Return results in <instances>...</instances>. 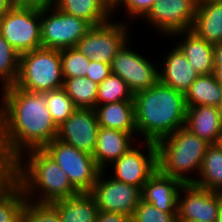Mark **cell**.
Masks as SVG:
<instances>
[{
  "instance_id": "obj_1",
  "label": "cell",
  "mask_w": 222,
  "mask_h": 222,
  "mask_svg": "<svg viewBox=\"0 0 222 222\" xmlns=\"http://www.w3.org/2000/svg\"><path fill=\"white\" fill-rule=\"evenodd\" d=\"M0 123L12 154L18 159L33 149H43L57 137L58 127L48 111L43 93L15 85L2 89Z\"/></svg>"
},
{
  "instance_id": "obj_2",
  "label": "cell",
  "mask_w": 222,
  "mask_h": 222,
  "mask_svg": "<svg viewBox=\"0 0 222 222\" xmlns=\"http://www.w3.org/2000/svg\"><path fill=\"white\" fill-rule=\"evenodd\" d=\"M135 123L144 141L157 142L185 126V94L159 81L134 94Z\"/></svg>"
},
{
  "instance_id": "obj_3",
  "label": "cell",
  "mask_w": 222,
  "mask_h": 222,
  "mask_svg": "<svg viewBox=\"0 0 222 222\" xmlns=\"http://www.w3.org/2000/svg\"><path fill=\"white\" fill-rule=\"evenodd\" d=\"M25 155L28 158L24 159ZM17 183L26 200L37 203H53L80 193L61 167L42 149L26 151L17 159ZM36 195L39 199L34 201Z\"/></svg>"
},
{
  "instance_id": "obj_4",
  "label": "cell",
  "mask_w": 222,
  "mask_h": 222,
  "mask_svg": "<svg viewBox=\"0 0 222 222\" xmlns=\"http://www.w3.org/2000/svg\"><path fill=\"white\" fill-rule=\"evenodd\" d=\"M208 145L186 127L178 128L156 142L158 170L184 184L193 183L196 177L192 179L190 173L197 171L195 174L199 176Z\"/></svg>"
},
{
  "instance_id": "obj_5",
  "label": "cell",
  "mask_w": 222,
  "mask_h": 222,
  "mask_svg": "<svg viewBox=\"0 0 222 222\" xmlns=\"http://www.w3.org/2000/svg\"><path fill=\"white\" fill-rule=\"evenodd\" d=\"M14 85L38 93L62 88L64 78L60 50L41 47L21 54Z\"/></svg>"
},
{
  "instance_id": "obj_6",
  "label": "cell",
  "mask_w": 222,
  "mask_h": 222,
  "mask_svg": "<svg viewBox=\"0 0 222 222\" xmlns=\"http://www.w3.org/2000/svg\"><path fill=\"white\" fill-rule=\"evenodd\" d=\"M0 35L20 55L41 48V10L14 4L0 18Z\"/></svg>"
},
{
  "instance_id": "obj_7",
  "label": "cell",
  "mask_w": 222,
  "mask_h": 222,
  "mask_svg": "<svg viewBox=\"0 0 222 222\" xmlns=\"http://www.w3.org/2000/svg\"><path fill=\"white\" fill-rule=\"evenodd\" d=\"M67 174L71 184L81 193L90 192L100 169L93 156L55 138L42 149Z\"/></svg>"
},
{
  "instance_id": "obj_8",
  "label": "cell",
  "mask_w": 222,
  "mask_h": 222,
  "mask_svg": "<svg viewBox=\"0 0 222 222\" xmlns=\"http://www.w3.org/2000/svg\"><path fill=\"white\" fill-rule=\"evenodd\" d=\"M91 27L87 21L66 14L56 7L43 9L41 10L42 48L62 50L75 47Z\"/></svg>"
},
{
  "instance_id": "obj_9",
  "label": "cell",
  "mask_w": 222,
  "mask_h": 222,
  "mask_svg": "<svg viewBox=\"0 0 222 222\" xmlns=\"http://www.w3.org/2000/svg\"><path fill=\"white\" fill-rule=\"evenodd\" d=\"M127 24L108 21L92 26L78 41L75 48L93 61L111 64L119 49L129 42Z\"/></svg>"
},
{
  "instance_id": "obj_10",
  "label": "cell",
  "mask_w": 222,
  "mask_h": 222,
  "mask_svg": "<svg viewBox=\"0 0 222 222\" xmlns=\"http://www.w3.org/2000/svg\"><path fill=\"white\" fill-rule=\"evenodd\" d=\"M127 45L129 46L130 42H126L112 59L111 73L121 77L130 91L136 94L153 87L159 81V70L155 63L132 51Z\"/></svg>"
},
{
  "instance_id": "obj_11",
  "label": "cell",
  "mask_w": 222,
  "mask_h": 222,
  "mask_svg": "<svg viewBox=\"0 0 222 222\" xmlns=\"http://www.w3.org/2000/svg\"><path fill=\"white\" fill-rule=\"evenodd\" d=\"M104 176L106 177V171H100L89 192L95 199L98 209L132 217L142 199L141 188L115 180L112 176L109 179Z\"/></svg>"
},
{
  "instance_id": "obj_12",
  "label": "cell",
  "mask_w": 222,
  "mask_h": 222,
  "mask_svg": "<svg viewBox=\"0 0 222 222\" xmlns=\"http://www.w3.org/2000/svg\"><path fill=\"white\" fill-rule=\"evenodd\" d=\"M197 5V0H156L143 19L169 37L192 29Z\"/></svg>"
},
{
  "instance_id": "obj_13",
  "label": "cell",
  "mask_w": 222,
  "mask_h": 222,
  "mask_svg": "<svg viewBox=\"0 0 222 222\" xmlns=\"http://www.w3.org/2000/svg\"><path fill=\"white\" fill-rule=\"evenodd\" d=\"M143 142L147 147L146 154L142 153L144 150L139 151L138 148L131 147L112 163L115 173L113 179L142 189L146 181L156 172L158 169L156 143Z\"/></svg>"
},
{
  "instance_id": "obj_14",
  "label": "cell",
  "mask_w": 222,
  "mask_h": 222,
  "mask_svg": "<svg viewBox=\"0 0 222 222\" xmlns=\"http://www.w3.org/2000/svg\"><path fill=\"white\" fill-rule=\"evenodd\" d=\"M180 190L184 192L185 195L182 197L180 192L178 195V221H217L222 193L203 189L193 183H185Z\"/></svg>"
},
{
  "instance_id": "obj_15",
  "label": "cell",
  "mask_w": 222,
  "mask_h": 222,
  "mask_svg": "<svg viewBox=\"0 0 222 222\" xmlns=\"http://www.w3.org/2000/svg\"><path fill=\"white\" fill-rule=\"evenodd\" d=\"M99 127L94 109L77 108L58 127L56 138L80 151L93 155Z\"/></svg>"
},
{
  "instance_id": "obj_16",
  "label": "cell",
  "mask_w": 222,
  "mask_h": 222,
  "mask_svg": "<svg viewBox=\"0 0 222 222\" xmlns=\"http://www.w3.org/2000/svg\"><path fill=\"white\" fill-rule=\"evenodd\" d=\"M184 183L158 169L141 189L142 200L167 213H177L178 195Z\"/></svg>"
},
{
  "instance_id": "obj_17",
  "label": "cell",
  "mask_w": 222,
  "mask_h": 222,
  "mask_svg": "<svg viewBox=\"0 0 222 222\" xmlns=\"http://www.w3.org/2000/svg\"><path fill=\"white\" fill-rule=\"evenodd\" d=\"M133 137L121 130L99 127L96 148L92 155L97 167L105 171L108 163L111 165L132 147Z\"/></svg>"
},
{
  "instance_id": "obj_18",
  "label": "cell",
  "mask_w": 222,
  "mask_h": 222,
  "mask_svg": "<svg viewBox=\"0 0 222 222\" xmlns=\"http://www.w3.org/2000/svg\"><path fill=\"white\" fill-rule=\"evenodd\" d=\"M167 54L163 71H158L159 82L185 94L199 75L176 45Z\"/></svg>"
},
{
  "instance_id": "obj_19",
  "label": "cell",
  "mask_w": 222,
  "mask_h": 222,
  "mask_svg": "<svg viewBox=\"0 0 222 222\" xmlns=\"http://www.w3.org/2000/svg\"><path fill=\"white\" fill-rule=\"evenodd\" d=\"M184 127L209 144L218 143L222 132L219 107L200 105L187 108Z\"/></svg>"
},
{
  "instance_id": "obj_20",
  "label": "cell",
  "mask_w": 222,
  "mask_h": 222,
  "mask_svg": "<svg viewBox=\"0 0 222 222\" xmlns=\"http://www.w3.org/2000/svg\"><path fill=\"white\" fill-rule=\"evenodd\" d=\"M185 33L186 35H184ZM177 35L178 37L184 35V40L181 39L176 46L181 50L198 75L212 74L214 71V44L198 37L192 30L177 32L171 36L177 37Z\"/></svg>"
},
{
  "instance_id": "obj_21",
  "label": "cell",
  "mask_w": 222,
  "mask_h": 222,
  "mask_svg": "<svg viewBox=\"0 0 222 222\" xmlns=\"http://www.w3.org/2000/svg\"><path fill=\"white\" fill-rule=\"evenodd\" d=\"M100 127L117 129L132 134L138 133L135 123L134 100L97 105L94 108Z\"/></svg>"
},
{
  "instance_id": "obj_22",
  "label": "cell",
  "mask_w": 222,
  "mask_h": 222,
  "mask_svg": "<svg viewBox=\"0 0 222 222\" xmlns=\"http://www.w3.org/2000/svg\"><path fill=\"white\" fill-rule=\"evenodd\" d=\"M206 42H222V2L198 3L191 29Z\"/></svg>"
},
{
  "instance_id": "obj_23",
  "label": "cell",
  "mask_w": 222,
  "mask_h": 222,
  "mask_svg": "<svg viewBox=\"0 0 222 222\" xmlns=\"http://www.w3.org/2000/svg\"><path fill=\"white\" fill-rule=\"evenodd\" d=\"M61 222H95L99 209L89 192H81L66 199L52 203Z\"/></svg>"
},
{
  "instance_id": "obj_24",
  "label": "cell",
  "mask_w": 222,
  "mask_h": 222,
  "mask_svg": "<svg viewBox=\"0 0 222 222\" xmlns=\"http://www.w3.org/2000/svg\"><path fill=\"white\" fill-rule=\"evenodd\" d=\"M55 7L87 21L91 26L102 25L113 17L107 0H58Z\"/></svg>"
},
{
  "instance_id": "obj_25",
  "label": "cell",
  "mask_w": 222,
  "mask_h": 222,
  "mask_svg": "<svg viewBox=\"0 0 222 222\" xmlns=\"http://www.w3.org/2000/svg\"><path fill=\"white\" fill-rule=\"evenodd\" d=\"M199 177L193 184L212 192L222 193V147L218 143L208 145Z\"/></svg>"
},
{
  "instance_id": "obj_26",
  "label": "cell",
  "mask_w": 222,
  "mask_h": 222,
  "mask_svg": "<svg viewBox=\"0 0 222 222\" xmlns=\"http://www.w3.org/2000/svg\"><path fill=\"white\" fill-rule=\"evenodd\" d=\"M222 101V85L212 74L199 75L185 93L186 107L209 105L219 107Z\"/></svg>"
},
{
  "instance_id": "obj_27",
  "label": "cell",
  "mask_w": 222,
  "mask_h": 222,
  "mask_svg": "<svg viewBox=\"0 0 222 222\" xmlns=\"http://www.w3.org/2000/svg\"><path fill=\"white\" fill-rule=\"evenodd\" d=\"M63 88L77 108L94 109L98 84L87 77L64 78Z\"/></svg>"
},
{
  "instance_id": "obj_28",
  "label": "cell",
  "mask_w": 222,
  "mask_h": 222,
  "mask_svg": "<svg viewBox=\"0 0 222 222\" xmlns=\"http://www.w3.org/2000/svg\"><path fill=\"white\" fill-rule=\"evenodd\" d=\"M26 197L16 182L9 189L0 192V222H26L23 205Z\"/></svg>"
},
{
  "instance_id": "obj_29",
  "label": "cell",
  "mask_w": 222,
  "mask_h": 222,
  "mask_svg": "<svg viewBox=\"0 0 222 222\" xmlns=\"http://www.w3.org/2000/svg\"><path fill=\"white\" fill-rule=\"evenodd\" d=\"M134 94L130 91L127 83L116 74L111 73L98 84L97 105L115 103L125 100H133Z\"/></svg>"
},
{
  "instance_id": "obj_30",
  "label": "cell",
  "mask_w": 222,
  "mask_h": 222,
  "mask_svg": "<svg viewBox=\"0 0 222 222\" xmlns=\"http://www.w3.org/2000/svg\"><path fill=\"white\" fill-rule=\"evenodd\" d=\"M43 94L48 111L57 127L65 122L77 109L73 100L67 95L63 87L46 91Z\"/></svg>"
},
{
  "instance_id": "obj_31",
  "label": "cell",
  "mask_w": 222,
  "mask_h": 222,
  "mask_svg": "<svg viewBox=\"0 0 222 222\" xmlns=\"http://www.w3.org/2000/svg\"><path fill=\"white\" fill-rule=\"evenodd\" d=\"M20 54L0 35V83L14 85L19 73Z\"/></svg>"
},
{
  "instance_id": "obj_32",
  "label": "cell",
  "mask_w": 222,
  "mask_h": 222,
  "mask_svg": "<svg viewBox=\"0 0 222 222\" xmlns=\"http://www.w3.org/2000/svg\"><path fill=\"white\" fill-rule=\"evenodd\" d=\"M17 182V158L12 154L0 123V192Z\"/></svg>"
},
{
  "instance_id": "obj_33",
  "label": "cell",
  "mask_w": 222,
  "mask_h": 222,
  "mask_svg": "<svg viewBox=\"0 0 222 222\" xmlns=\"http://www.w3.org/2000/svg\"><path fill=\"white\" fill-rule=\"evenodd\" d=\"M63 78L86 77L90 58L85 57L75 47L60 50Z\"/></svg>"
},
{
  "instance_id": "obj_34",
  "label": "cell",
  "mask_w": 222,
  "mask_h": 222,
  "mask_svg": "<svg viewBox=\"0 0 222 222\" xmlns=\"http://www.w3.org/2000/svg\"><path fill=\"white\" fill-rule=\"evenodd\" d=\"M22 211L26 222H61L57 209L52 203L25 200Z\"/></svg>"
},
{
  "instance_id": "obj_35",
  "label": "cell",
  "mask_w": 222,
  "mask_h": 222,
  "mask_svg": "<svg viewBox=\"0 0 222 222\" xmlns=\"http://www.w3.org/2000/svg\"><path fill=\"white\" fill-rule=\"evenodd\" d=\"M131 222H178L177 213H167L143 201L136 206Z\"/></svg>"
},
{
  "instance_id": "obj_36",
  "label": "cell",
  "mask_w": 222,
  "mask_h": 222,
  "mask_svg": "<svg viewBox=\"0 0 222 222\" xmlns=\"http://www.w3.org/2000/svg\"><path fill=\"white\" fill-rule=\"evenodd\" d=\"M156 2V0H116L111 5V12L114 14V10L120 5L126 9L127 14L130 16L142 17L149 12L152 5Z\"/></svg>"
},
{
  "instance_id": "obj_37",
  "label": "cell",
  "mask_w": 222,
  "mask_h": 222,
  "mask_svg": "<svg viewBox=\"0 0 222 222\" xmlns=\"http://www.w3.org/2000/svg\"><path fill=\"white\" fill-rule=\"evenodd\" d=\"M111 74L110 64L101 63L98 61L90 60L89 69L87 70L86 77L100 84L105 78Z\"/></svg>"
},
{
  "instance_id": "obj_38",
  "label": "cell",
  "mask_w": 222,
  "mask_h": 222,
  "mask_svg": "<svg viewBox=\"0 0 222 222\" xmlns=\"http://www.w3.org/2000/svg\"><path fill=\"white\" fill-rule=\"evenodd\" d=\"M58 0H14L20 7L35 8L39 10L54 8Z\"/></svg>"
},
{
  "instance_id": "obj_39",
  "label": "cell",
  "mask_w": 222,
  "mask_h": 222,
  "mask_svg": "<svg viewBox=\"0 0 222 222\" xmlns=\"http://www.w3.org/2000/svg\"><path fill=\"white\" fill-rule=\"evenodd\" d=\"M95 222H131V216L99 210Z\"/></svg>"
},
{
  "instance_id": "obj_40",
  "label": "cell",
  "mask_w": 222,
  "mask_h": 222,
  "mask_svg": "<svg viewBox=\"0 0 222 222\" xmlns=\"http://www.w3.org/2000/svg\"><path fill=\"white\" fill-rule=\"evenodd\" d=\"M214 66H222V42L218 44H214Z\"/></svg>"
},
{
  "instance_id": "obj_41",
  "label": "cell",
  "mask_w": 222,
  "mask_h": 222,
  "mask_svg": "<svg viewBox=\"0 0 222 222\" xmlns=\"http://www.w3.org/2000/svg\"><path fill=\"white\" fill-rule=\"evenodd\" d=\"M14 5V0H0V18Z\"/></svg>"
},
{
  "instance_id": "obj_42",
  "label": "cell",
  "mask_w": 222,
  "mask_h": 222,
  "mask_svg": "<svg viewBox=\"0 0 222 222\" xmlns=\"http://www.w3.org/2000/svg\"><path fill=\"white\" fill-rule=\"evenodd\" d=\"M213 75L216 81L222 85V66H214Z\"/></svg>"
},
{
  "instance_id": "obj_43",
  "label": "cell",
  "mask_w": 222,
  "mask_h": 222,
  "mask_svg": "<svg viewBox=\"0 0 222 222\" xmlns=\"http://www.w3.org/2000/svg\"><path fill=\"white\" fill-rule=\"evenodd\" d=\"M216 222H222V201H221V206L219 208L218 217H217Z\"/></svg>"
},
{
  "instance_id": "obj_44",
  "label": "cell",
  "mask_w": 222,
  "mask_h": 222,
  "mask_svg": "<svg viewBox=\"0 0 222 222\" xmlns=\"http://www.w3.org/2000/svg\"><path fill=\"white\" fill-rule=\"evenodd\" d=\"M198 3L222 2V0H197Z\"/></svg>"
},
{
  "instance_id": "obj_45",
  "label": "cell",
  "mask_w": 222,
  "mask_h": 222,
  "mask_svg": "<svg viewBox=\"0 0 222 222\" xmlns=\"http://www.w3.org/2000/svg\"><path fill=\"white\" fill-rule=\"evenodd\" d=\"M218 144L222 147V132L220 133V138L218 140Z\"/></svg>"
},
{
  "instance_id": "obj_46",
  "label": "cell",
  "mask_w": 222,
  "mask_h": 222,
  "mask_svg": "<svg viewBox=\"0 0 222 222\" xmlns=\"http://www.w3.org/2000/svg\"><path fill=\"white\" fill-rule=\"evenodd\" d=\"M219 112H220V114L222 116V101H221V104L219 105Z\"/></svg>"
},
{
  "instance_id": "obj_47",
  "label": "cell",
  "mask_w": 222,
  "mask_h": 222,
  "mask_svg": "<svg viewBox=\"0 0 222 222\" xmlns=\"http://www.w3.org/2000/svg\"><path fill=\"white\" fill-rule=\"evenodd\" d=\"M112 5L116 0H107Z\"/></svg>"
},
{
  "instance_id": "obj_48",
  "label": "cell",
  "mask_w": 222,
  "mask_h": 222,
  "mask_svg": "<svg viewBox=\"0 0 222 222\" xmlns=\"http://www.w3.org/2000/svg\"><path fill=\"white\" fill-rule=\"evenodd\" d=\"M178 222H200V221L193 220V221H178Z\"/></svg>"
}]
</instances>
